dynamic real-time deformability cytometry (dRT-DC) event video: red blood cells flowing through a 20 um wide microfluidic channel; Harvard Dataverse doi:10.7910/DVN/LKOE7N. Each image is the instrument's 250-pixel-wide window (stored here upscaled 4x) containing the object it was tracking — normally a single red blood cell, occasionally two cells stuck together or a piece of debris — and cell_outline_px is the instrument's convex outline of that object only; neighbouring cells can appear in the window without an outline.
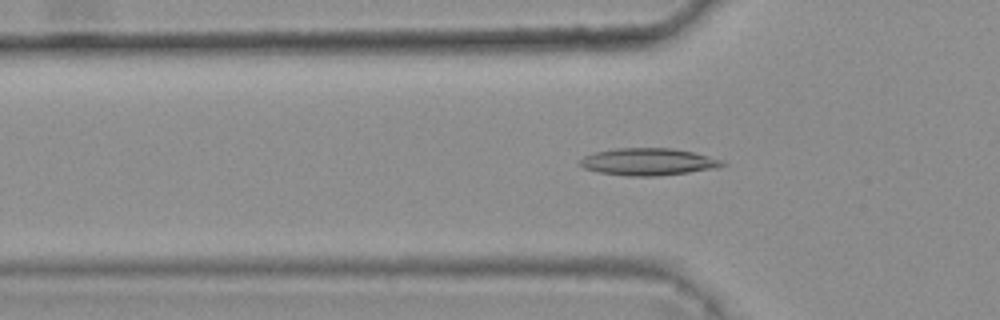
{"species": "common noctule bat (a hibernating species)", "species_latin": "Nyctalus noctula", "temperature_condition": "warm", "stored_images_in_passage": 42, "camera_frame_rate_fps": 3000, "um_per_image_px": 0.085, "animal": {"sex": "female", "body_mass_g": 25.1}, "frame": {"image": 1, "passage_image": 13, "time_ms": 4.0, "image_size_px": [1000, 320], "cell_outline_px": [[728, 164], [716, 168], [688, 172], [656, 176], [624, 176], [600, 172], [584, 168], [580, 164], [580, 160], [584, 156], [596, 152], [616, 148], [672, 148], [692, 152], [724, 160]], "centroid_in_image_um": [55.12, 13.75], "position_along_channel_um": 70.7, "area_um2": 22.43}}
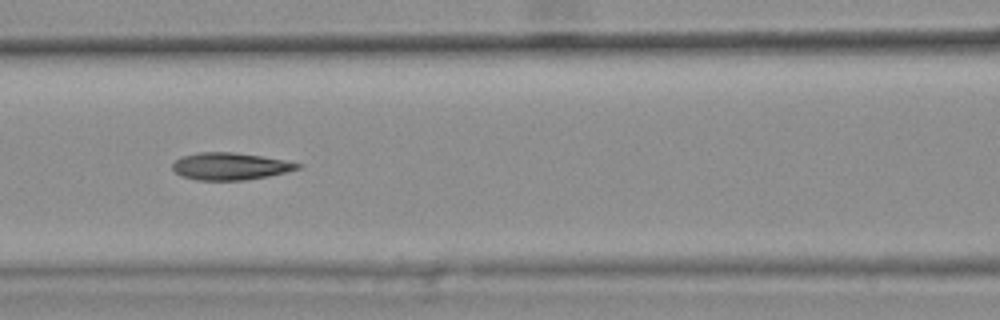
{"frame": {"image": 2, "passage_image": 19, "time_ms": 6.0, "image_size_px": [1000, 320], "cell_outline_px": [[300, 168], [268, 176], [244, 180], [196, 180], [180, 176], [172, 168], [172, 164], [176, 160], [184, 156], [196, 152], [232, 152], [260, 156], [284, 160], [300, 164]], "centroid_in_image_um": [19.51, 14.13], "position_along_channel_um": 147.1, "area_um2": 19.59}, "authors_computed_cell_mechanics": {"area_um2": 19.941, "velocity_mm_per_s": 3.7964, "shape_relaxation_time_tau1_ms": null, "shape_relaxation_time_tau2_ms": 2.6977, "deformation_change_tau1": null, "deformation_change_tau2": 0.1028}}